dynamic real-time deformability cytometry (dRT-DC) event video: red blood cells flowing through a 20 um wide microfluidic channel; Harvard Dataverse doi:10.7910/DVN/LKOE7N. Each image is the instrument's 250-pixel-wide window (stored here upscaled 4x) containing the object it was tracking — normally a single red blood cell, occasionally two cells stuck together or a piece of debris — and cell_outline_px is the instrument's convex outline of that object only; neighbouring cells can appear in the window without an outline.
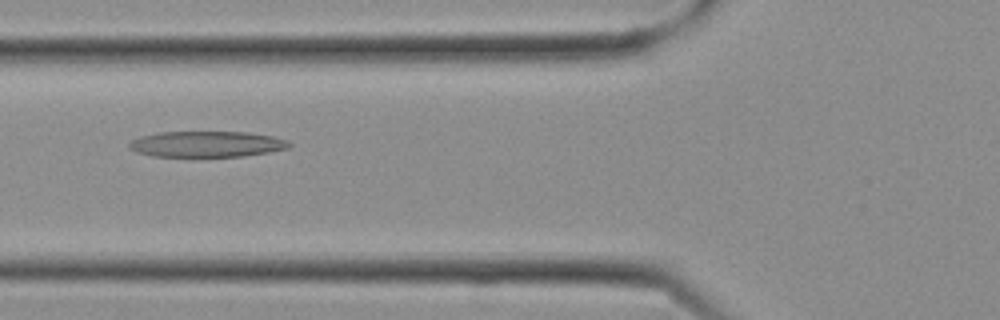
{"species": "Egyptian fruit bat (a non-hibernating species)", "species_latin": "Rousettus aegyptiacus", "temperature_condition": "cold", "stored_images_in_passage": 21, "camera_frame_rate_fps": 3000, "um_per_image_px": 0.085, "frame": {"image": 1, "passage_image": 4, "time_ms": 1.0, "image_size_px": [1000, 320], "cell_outline_px": [[292, 148], [244, 156], [192, 160], [152, 156], [136, 152], [128, 144], [132, 140], [140, 136], [160, 132], [248, 132], [272, 136], [288, 140], [292, 144]], "centroid_in_image_um": [17.58, 12.3], "position_along_channel_um": 108.2, "area_um2": 25.43}}
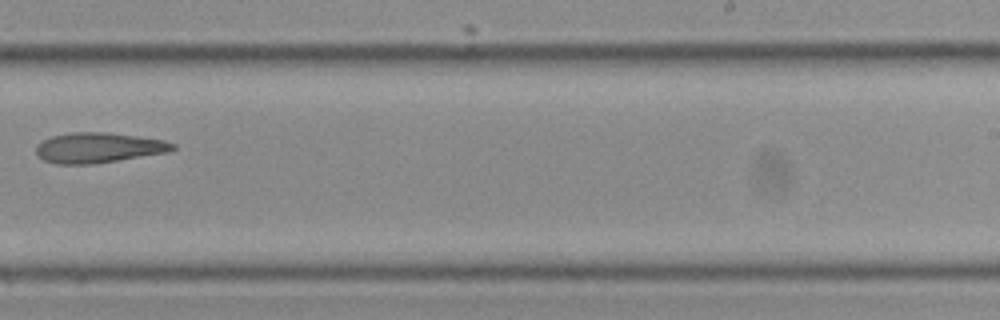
{"frame": {"image": 2, "passage_image": 11, "time_ms": 3.333, "image_size_px": [1000, 320], "cell_outline_px": [[176, 148], [168, 152], [92, 164], [56, 164], [44, 160], [36, 152], [36, 144], [52, 136], [72, 132], [104, 132], [136, 136], [164, 140], [176, 144]], "centroid_in_image_um": [8.36, 12.55], "position_along_channel_um": 280.6, "area_um2": 23.87}}
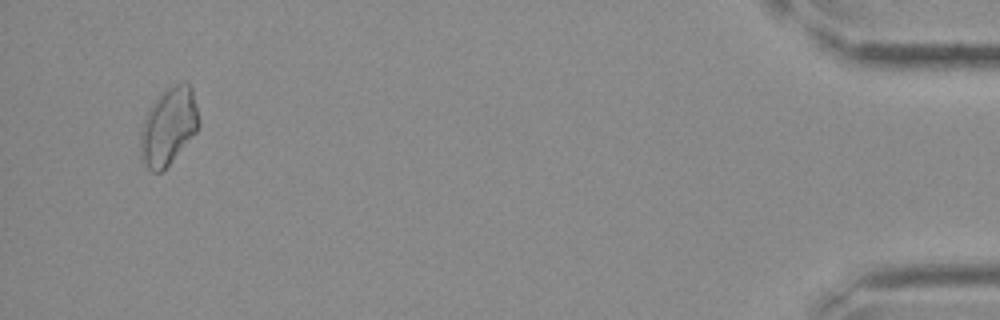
{"frame": {"image": 3, "passage_image": 20, "time_ms": 6.333, "image_size_px": [1000, 320], "cell_outline_px": [[200, 124], [196, 132], [172, 160], [160, 172], [152, 172], [140, 160], [140, 132], [144, 116], [160, 92], [184, 80], [192, 88], [200, 120]], "centroid_in_image_um": [14.31, 10.72], "position_along_channel_um": 420.9, "area_um2": 26.36}}